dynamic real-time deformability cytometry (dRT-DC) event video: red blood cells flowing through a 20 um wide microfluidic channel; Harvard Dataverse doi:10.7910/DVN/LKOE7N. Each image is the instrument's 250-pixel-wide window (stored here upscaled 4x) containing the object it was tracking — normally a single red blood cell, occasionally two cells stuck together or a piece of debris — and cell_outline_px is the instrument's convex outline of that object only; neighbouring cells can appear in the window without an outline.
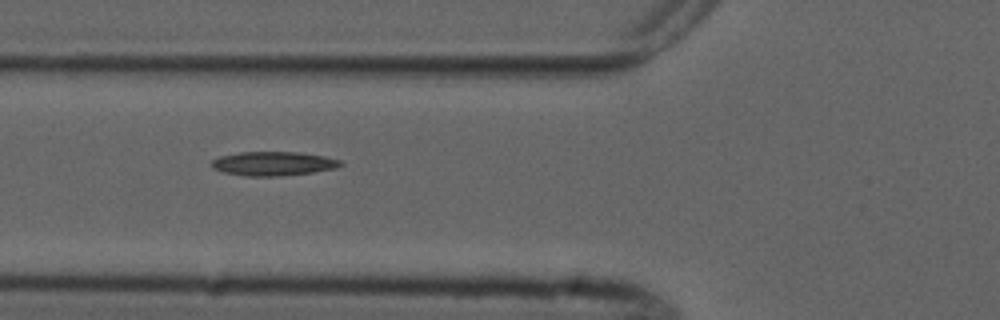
{"species": "common noctule bat (a hibernating species)", "species_latin": "Nyctalus noctula", "temperature_condition": "cold", "stored_images_in_passage": 5, "camera_frame_rate_fps": 3000, "um_per_image_px": 0.085, "animal": {"sex": "male", "forearm_length_mm": 52.5}, "frame": {"image": 1, "passage_image": 4, "time_ms": 3.667, "image_size_px": [1000, 320], "cell_outline_px": [[344, 164], [336, 168], [312, 172], [276, 176], [248, 176], [224, 172], [212, 168], [212, 160], [220, 156], [240, 152], [300, 152], [324, 156], [340, 160]], "centroid_in_image_um": [23.24, 13.9], "position_along_channel_um": 102.6, "area_um2": 17.92}}
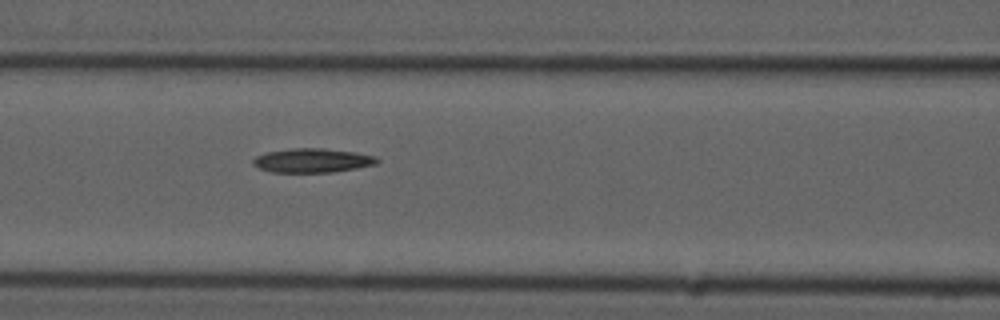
{"frame": {"image": 2, "passage_image": 5, "time_ms": 4.667, "image_size_px": [1000, 320], "cell_outline_px": [[380, 160], [376, 164], [356, 168], [332, 172], [272, 172], [260, 168], [252, 164], [252, 160], [256, 156], [268, 152], [292, 148], [324, 148], [356, 152], [376, 156]], "centroid_in_image_um": [26.57, 13.63], "position_along_channel_um": 140.0, "area_um2": 17.4}}